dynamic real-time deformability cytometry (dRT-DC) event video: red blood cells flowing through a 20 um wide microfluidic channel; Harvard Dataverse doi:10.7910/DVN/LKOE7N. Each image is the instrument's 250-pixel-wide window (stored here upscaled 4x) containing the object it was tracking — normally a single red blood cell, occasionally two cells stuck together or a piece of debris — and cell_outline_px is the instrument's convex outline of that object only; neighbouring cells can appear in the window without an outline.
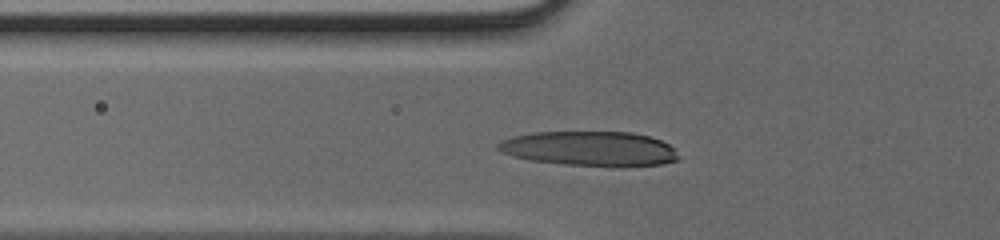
{"species": "human", "species_latin": "Homo sapiens", "temperature_condition": "cold", "stored_images_in_passage": 31, "camera_frame_rate_fps": 3000, "um_per_image_px": 0.085, "donor": {"sex": "male"}, "frame": {"image": 1, "passage_image": 14, "time_ms": 4.333, "image_size_px": [1000, 240], "cell_outline_px": [[680, 160], [664, 164], [620, 168], [616, 168], [568, 164], [528, 160], [512, 156], [496, 148], [496, 144], [500, 140], [512, 136], [532, 132], [632, 132], [648, 136], [660, 140], [676, 148], [680, 156]], "centroid_in_image_um": [50.19, 12.65], "position_along_channel_um": 75.6, "area_um2": 37.28}}
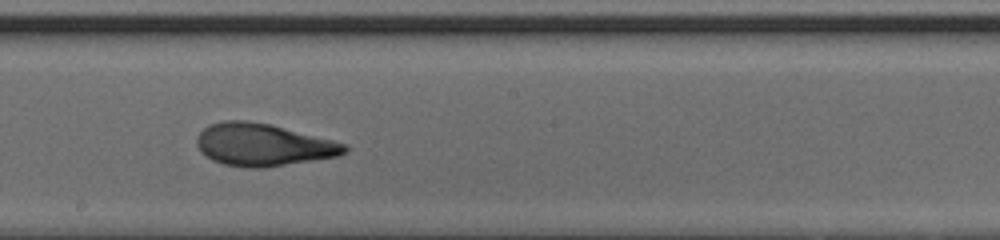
{"frame": {"image": 2, "passage_image": 24, "time_ms": 7.667, "image_size_px": [1000, 240], "cell_outline_px": [[348, 148], [344, 152], [336, 156], [264, 168], [248, 168], [224, 164], [212, 160], [200, 152], [196, 144], [196, 140], [200, 132], [208, 124], [224, 120], [248, 120], [268, 124], [348, 144]], "centroid_in_image_um": [22.3, 12.3], "position_along_channel_um": 225.9, "area_um2": 36.24}}
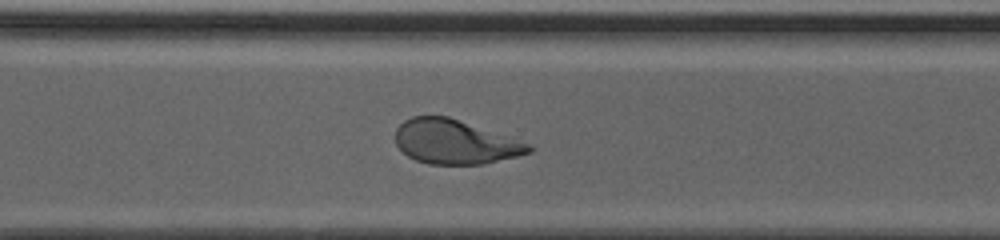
{"frame": {"image": 3, "passage_image": 31, "time_ms": 10.0, "image_size_px": [1000, 240], "cell_outline_px": [[532, 148], [528, 152], [516, 156], [484, 164], [428, 164], [416, 160], [408, 156], [396, 144], [396, 128], [404, 120], [412, 116], [448, 116], [532, 144]], "centroid_in_image_um": [38.65, 12.05], "position_along_channel_um": 331.9, "area_um2": 34.16}}